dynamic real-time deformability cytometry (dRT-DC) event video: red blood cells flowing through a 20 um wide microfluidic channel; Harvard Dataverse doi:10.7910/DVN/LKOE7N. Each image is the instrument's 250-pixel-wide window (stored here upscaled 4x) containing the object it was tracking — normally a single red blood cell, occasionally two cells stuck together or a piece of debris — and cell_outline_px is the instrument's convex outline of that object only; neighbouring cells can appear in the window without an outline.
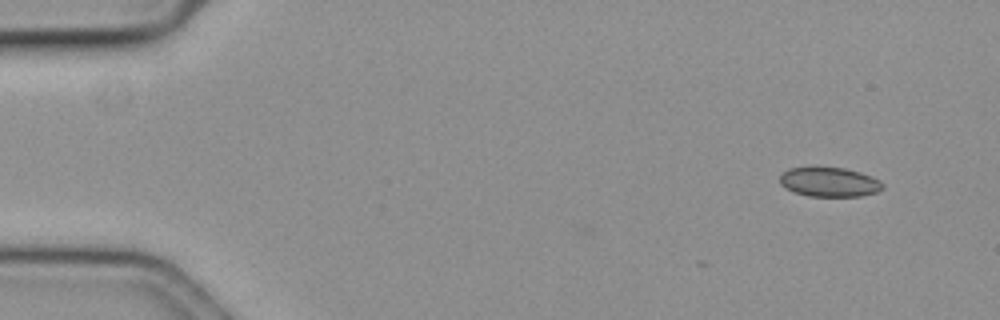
{"species": "common noctule bat (a hibernating species)", "species_latin": "Nyctalus noctula", "temperature_condition": "cold", "stored_images_in_passage": 3, "camera_frame_rate_fps": 3000, "um_per_image_px": 0.085, "animal": {"sex": "female", "body_mass_g": 19.3, "forearm_length_mm": 54.1}, "frame": {"image": 1, "passage_image": 3, "time_ms": 0.667, "image_size_px": [1000, 320], "cell_outline_px": [[884, 188], [876, 192], [860, 196], [808, 196], [784, 188], [780, 184], [780, 176], [788, 168], [844, 168], [860, 172], [872, 176], [880, 180], [884, 184]], "centroid_in_image_um": [70.52, 15.48], "position_along_channel_um": 14.5, "area_um2": 17.51}}